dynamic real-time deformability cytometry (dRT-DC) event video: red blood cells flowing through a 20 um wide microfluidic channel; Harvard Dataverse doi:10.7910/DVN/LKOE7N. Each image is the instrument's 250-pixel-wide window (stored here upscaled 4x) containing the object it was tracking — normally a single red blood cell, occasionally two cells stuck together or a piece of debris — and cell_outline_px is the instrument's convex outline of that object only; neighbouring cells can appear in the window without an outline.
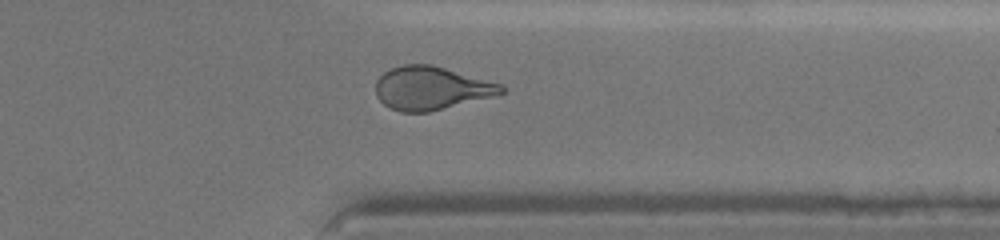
{"species": "human", "species_latin": "Homo sapiens", "temperature_condition": "cold", "stored_images_in_passage": 34, "camera_frame_rate_fps": 3000, "um_per_image_px": 0.085, "donor": {"sex": "female"}, "frame": {"image": 1, "passage_image": 29, "time_ms": 9.667, "image_size_px": [1000, 240], "cell_outline_px": [[508, 88], [504, 92], [496, 96], [428, 112], [400, 112], [384, 104], [376, 96], [376, 80], [384, 72], [392, 68], [404, 64], [432, 64], [504, 84]], "centroid_in_image_um": [36.71, 7.49], "position_along_channel_um": 374.7, "area_um2": 31.96}}